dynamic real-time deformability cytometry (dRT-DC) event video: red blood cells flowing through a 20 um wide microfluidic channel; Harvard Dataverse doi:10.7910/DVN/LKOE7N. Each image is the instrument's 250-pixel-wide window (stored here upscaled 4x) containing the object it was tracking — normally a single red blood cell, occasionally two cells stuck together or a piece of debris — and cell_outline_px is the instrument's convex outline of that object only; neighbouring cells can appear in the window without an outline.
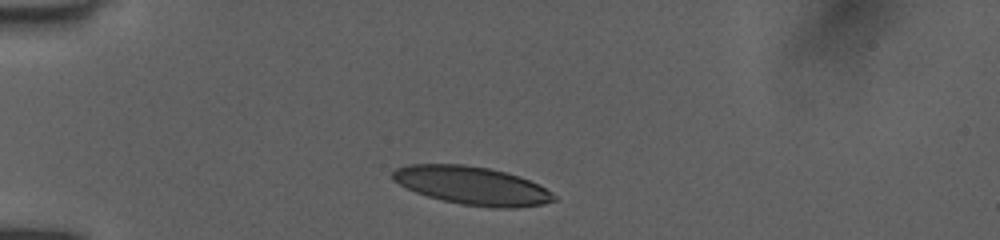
{"species": "human", "species_latin": "Homo sapiens", "temperature_condition": "room temperature", "stored_images_in_passage": 35, "camera_frame_rate_fps": 3000, "um_per_image_px": 0.085, "donor": {"sex": "female"}, "frame": {"image": 1, "passage_image": 1, "time_ms": 0.0, "image_size_px": [1000, 240], "cell_outline_px": [[556, 200], [544, 204], [512, 208], [496, 208], [460, 204], [428, 196], [416, 192], [392, 180], [392, 172], [396, 168], [408, 164], [464, 164], [488, 168], [504, 172], [528, 180], [552, 192], [556, 196]], "centroid_in_image_um": [40.1, 15.77], "position_along_channel_um": 44.9, "area_um2": 35.6}}
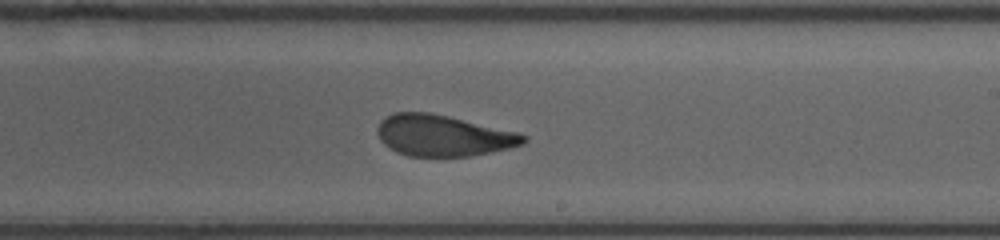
{"frame": {"image": 2, "passage_image": 19, "time_ms": 6.0, "image_size_px": [1000, 240], "cell_outline_px": [[528, 140], [524, 144], [492, 152], [468, 156], [408, 156], [396, 152], [384, 144], [380, 140], [376, 132], [376, 128], [380, 120], [392, 112], [428, 112], [448, 116], [516, 132], [528, 136]], "centroid_in_image_um": [37.62, 11.52], "position_along_channel_um": 251.4, "area_um2": 35.08}}
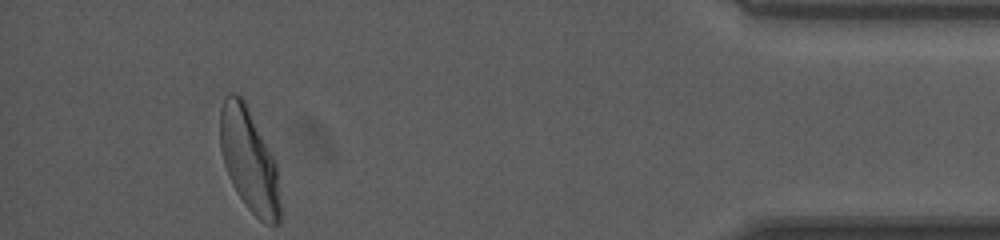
{"frame": {"image": 3, "passage_image": 35, "time_ms": 11.333, "image_size_px": [1000, 240], "cell_outline_px": [[280, 224], [264, 224], [248, 208], [236, 192], [232, 184], [224, 164], [220, 148], [220, 108], [224, 96], [232, 92], [240, 96], [244, 100], [276, 160], [280, 200]], "centroid_in_image_um": [21.18, 13.61], "position_along_channel_um": 414.0, "area_um2": 36.3}, "authors_computed_cell_mechanics": {"area_um2": 36.2406, "velocity_mm_per_s": 4.0233, "shape_relaxation_time_tau1_ms": 5.9424, "shape_relaxation_time_tau2_ms": 1.1806, "deformation_change_tau1": 0.2026, "deformation_change_tau2": 0.0816}}